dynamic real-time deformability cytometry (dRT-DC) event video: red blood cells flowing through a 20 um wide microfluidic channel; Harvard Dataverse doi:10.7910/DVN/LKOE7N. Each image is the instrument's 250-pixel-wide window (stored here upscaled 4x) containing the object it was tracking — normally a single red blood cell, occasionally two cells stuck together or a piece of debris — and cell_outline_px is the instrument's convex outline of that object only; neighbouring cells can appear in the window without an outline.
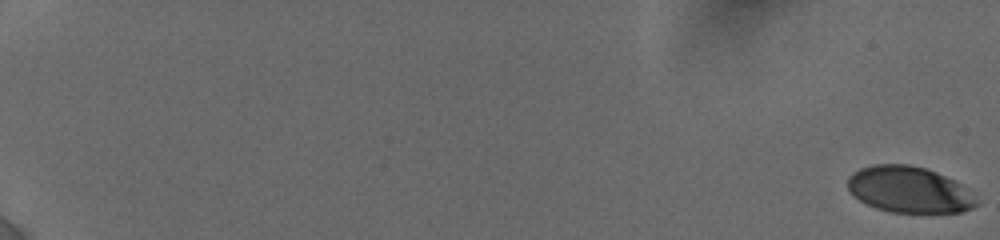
{"species": "human", "species_latin": "Homo sapiens", "temperature_condition": "cold", "stored_images_in_passage": 54, "camera_frame_rate_fps": 3000, "um_per_image_px": 0.085, "donor": {"sex": "female"}, "frame": {"image": 1, "passage_image": 1, "time_ms": 0.0, "image_size_px": [1000, 240], "cell_outline_px": [[980, 204], [972, 208], [960, 212], [892, 212], [876, 208], [860, 200], [848, 188], [848, 176], [852, 172], [860, 168], [872, 164], [908, 164], [924, 168], [936, 172], [960, 184]], "centroid_in_image_um": [77.24, 16.11], "position_along_channel_um": 7.8, "area_um2": 34.22}}
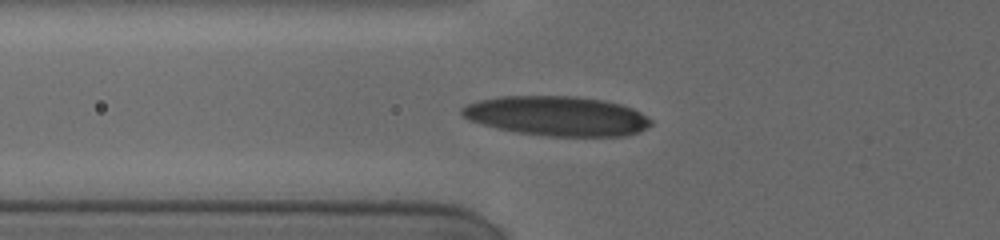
{"frame": {"image": 2, "passage_image": 42, "time_ms": 8.0, "image_size_px": [1000, 240], "cell_outline_px": [[652, 124], [640, 132], [624, 136], [548, 136], [520, 132], [500, 128], [468, 120], [460, 116], [460, 108], [468, 104], [480, 100], [500, 96], [576, 96], [604, 100], [620, 104], [632, 108], [640, 112], [652, 120]], "centroid_in_image_um": [47.36, 9.85], "position_along_channel_um": 78.4, "area_um2": 43.58}}
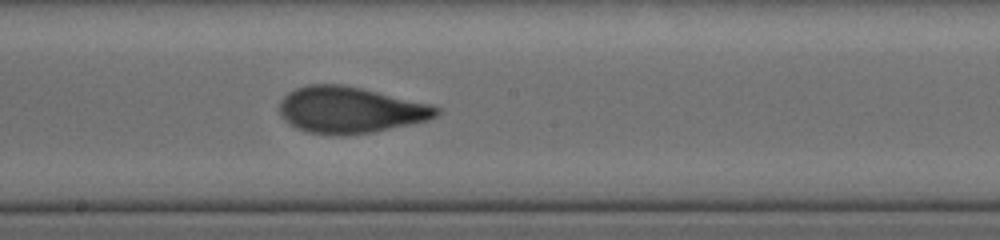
{"frame": {"image": 3, "passage_image": 54, "time_ms": 11.667, "image_size_px": [1000, 240], "cell_outline_px": [[440, 112], [436, 116], [428, 120], [372, 132], [344, 136], [340, 136], [308, 132], [296, 128], [288, 124], [280, 116], [280, 100], [288, 92], [296, 88], [308, 84], [344, 84], [432, 104], [440, 108]], "centroid_in_image_um": [29.74, 9.34], "position_along_channel_um": 218.5, "area_um2": 42.66}}